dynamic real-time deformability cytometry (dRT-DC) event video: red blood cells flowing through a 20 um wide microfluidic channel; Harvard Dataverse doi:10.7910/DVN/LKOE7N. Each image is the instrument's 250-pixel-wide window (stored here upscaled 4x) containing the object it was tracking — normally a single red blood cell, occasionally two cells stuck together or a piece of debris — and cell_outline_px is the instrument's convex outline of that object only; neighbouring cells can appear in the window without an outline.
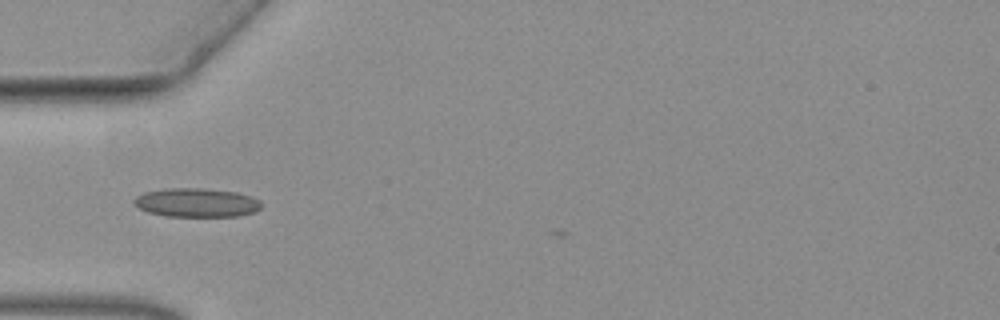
{"species": "common noctule bat (a hibernating species)", "species_latin": "Nyctalus noctula", "temperature_condition": "warm", "stored_images_in_passage": 33, "camera_frame_rate_fps": 3000, "um_per_image_px": 0.085, "animal": {"sex": "female", "body_mass_g": 19.3, "forearm_length_mm": 54.1}, "frame": {"image": 1, "passage_image": 1, "time_ms": 0.0, "image_size_px": [1000, 320], "cell_outline_px": [[260, 208], [256, 212], [240, 216], [164, 216], [148, 212], [140, 208], [132, 200], [136, 196], [144, 192], [168, 188], [204, 188], [236, 192], [252, 196], [260, 200]], "centroid_in_image_um": [16.73, 17.22], "position_along_channel_um": 68.3, "area_um2": 21.5}}
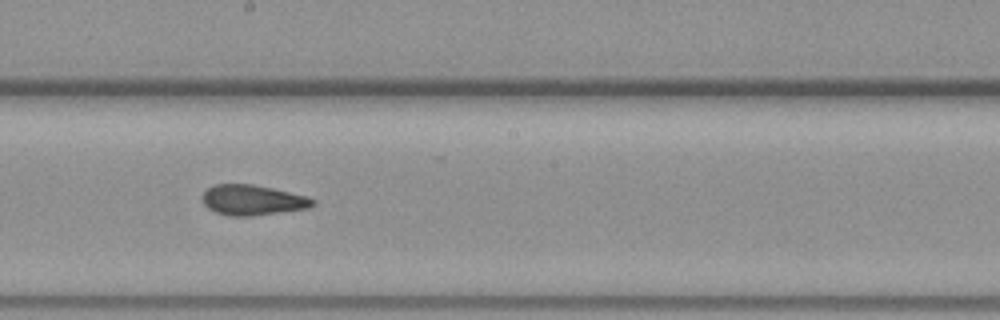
{"frame": {"image": 2, "passage_image": 14, "time_ms": 4.333, "image_size_px": [1000, 320], "cell_outline_px": [[316, 204], [308, 208], [252, 216], [228, 216], [216, 212], [208, 208], [204, 204], [204, 192], [208, 188], [216, 184], [252, 184], [272, 188], [308, 196], [316, 200]], "centroid_in_image_um": [21.51, 17.01], "position_along_channel_um": 226.7, "area_um2": 19.42}}
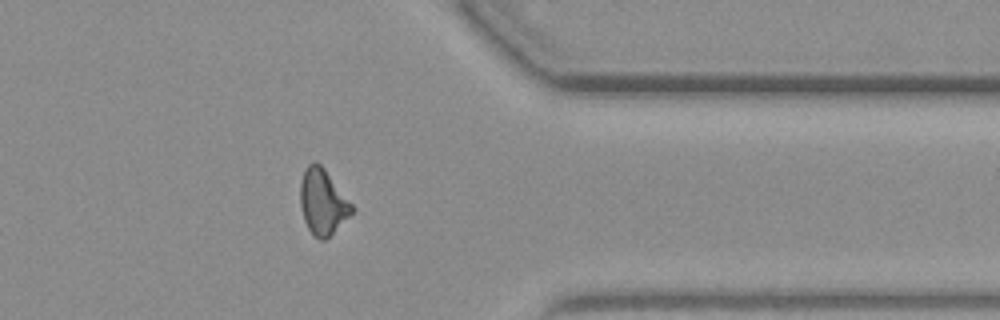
{"frame": {"image": 3, "passage_image": 28, "time_ms": 9.0, "image_size_px": [1000, 320], "cell_outline_px": [[352, 212], [324, 240], [320, 240], [308, 228], [304, 220], [300, 208], [300, 180], [304, 168], [312, 160], [316, 160], [324, 168], [352, 204]], "centroid_in_image_um": [27.37, 17.09], "position_along_channel_um": 384.0, "area_um2": 19.36}}